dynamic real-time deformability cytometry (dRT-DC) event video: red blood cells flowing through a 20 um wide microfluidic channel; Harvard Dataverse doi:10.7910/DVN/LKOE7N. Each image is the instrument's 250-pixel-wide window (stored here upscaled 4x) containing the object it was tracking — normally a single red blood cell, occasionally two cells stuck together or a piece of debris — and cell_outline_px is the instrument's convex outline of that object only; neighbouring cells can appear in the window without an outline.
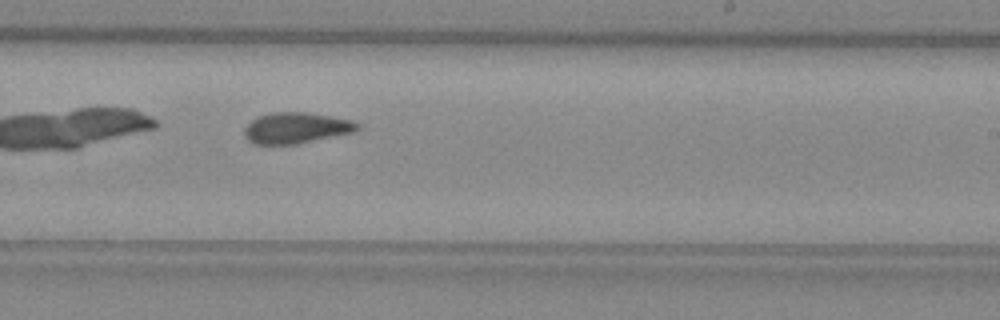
{"species": "common noctule bat (a hibernating species)", "species_latin": "Nyctalus noctula", "temperature_condition": "warm", "stored_images_in_passage": 51, "camera_frame_rate_fps": 3000, "um_per_image_px": 0.085, "animal": {"sex": "female", "body_mass_g": 29.2, "forearm_length_mm": 56.3}, "frame": {"image": 1, "passage_image": 31, "time_ms": 10.0, "image_size_px": [1000, 320], "cell_outline_px": [[360, 128], [352, 132], [292, 144], [252, 144], [244, 136], [244, 128], [252, 120], [260, 116], [272, 112], [308, 112], [352, 120], [360, 124]], "centroid_in_image_um": [25.14, 10.86], "position_along_channel_um": 263.9, "area_um2": 20.11}}
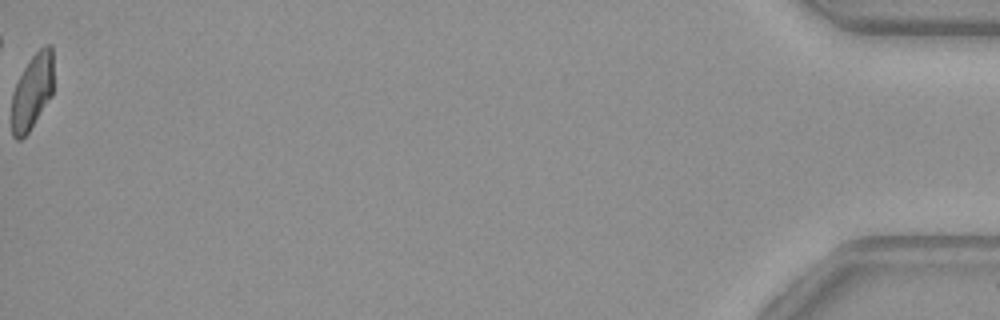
{"frame": {"image": 2, "passage_image": 51, "time_ms": 16.667, "image_size_px": [1000, 320], "cell_outline_px": [[52, 96], [28, 132], [20, 140], [16, 140], [12, 136], [12, 92], [24, 68], [32, 56], [44, 44], [52, 44]], "centroid_in_image_um": [2.73, 7.79], "position_along_channel_um": 432.5, "area_um2": 18.26}}